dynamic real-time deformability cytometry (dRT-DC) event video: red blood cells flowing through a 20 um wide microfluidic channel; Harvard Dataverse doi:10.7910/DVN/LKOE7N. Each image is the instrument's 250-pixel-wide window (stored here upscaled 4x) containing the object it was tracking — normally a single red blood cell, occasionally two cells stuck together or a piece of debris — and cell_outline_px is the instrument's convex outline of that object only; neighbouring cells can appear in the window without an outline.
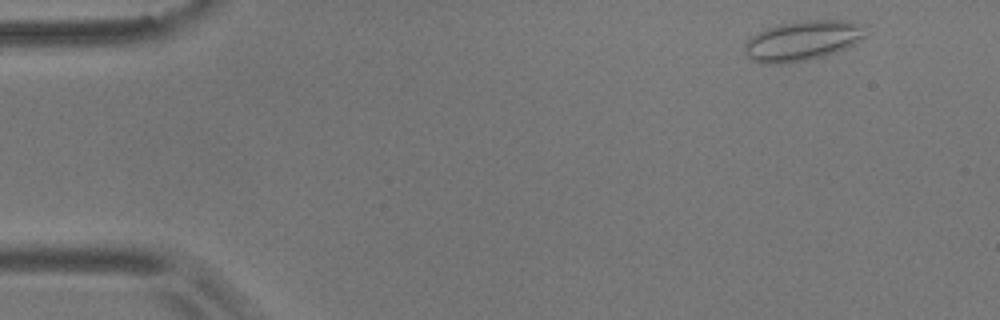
{"species": "common noctule bat (a hibernating species)", "species_latin": "Nyctalus noctula", "temperature_condition": "room temperature", "stored_images_in_passage": 53, "camera_frame_rate_fps": 3000, "um_per_image_px": 0.085, "animal": {"sex": "male", "body_mass_g": 17.9}, "frame": {"image": 1, "passage_image": 3, "time_ms": 0.667, "image_size_px": [1000, 320], "cell_outline_px": [[868, 36], [844, 48], [824, 56], [808, 60], [784, 64], [760, 64], [752, 60], [744, 52], [744, 44], [756, 32], [776, 24], [800, 20], [852, 20], [868, 24]], "centroid_in_image_um": [68.26, 3.43], "position_along_channel_um": 16.7, "area_um2": 28.96}}
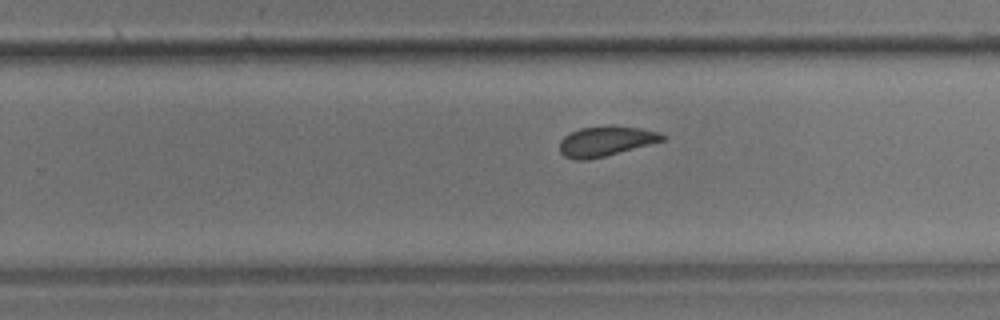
{"frame": {"image": 2, "passage_image": 33, "time_ms": 10.667, "image_size_px": [1000, 320], "cell_outline_px": [[668, 136], [664, 140], [604, 156], [588, 160], [576, 160], [564, 156], [560, 152], [560, 140], [564, 136], [580, 128], [608, 124], [612, 124], [640, 128], [656, 132]], "centroid_in_image_um": [51.47, 11.98], "position_along_channel_um": 278.3, "area_um2": 17.98}}
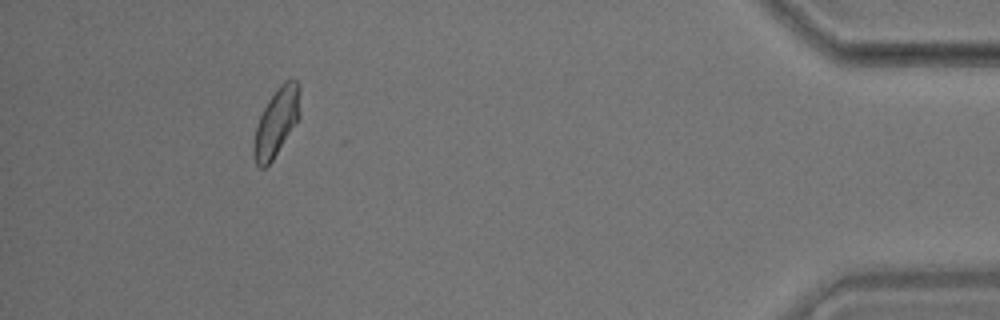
{"frame": {"image": 3, "passage_image": 49, "time_ms": 16.0, "image_size_px": [1000, 320], "cell_outline_px": [[300, 116], [272, 160], [264, 168], [260, 168], [256, 164], [252, 152], [252, 148], [256, 124], [268, 100], [280, 84], [284, 80], [296, 80], [300, 84]], "centroid_in_image_um": [23.49, 10.36], "position_along_channel_um": 411.7, "area_um2": 18.32}, "authors_computed_cell_mechanics": {"area_um2": 18.6694, "velocity_mm_per_s": 3.6031, "shape_relaxation_time_tau1_ms": 10.0429, "shape_relaxation_time_tau2_ms": 0.9106, "deformation_change_tau1": 0.1663, "deformation_change_tau2": 0.0498}}